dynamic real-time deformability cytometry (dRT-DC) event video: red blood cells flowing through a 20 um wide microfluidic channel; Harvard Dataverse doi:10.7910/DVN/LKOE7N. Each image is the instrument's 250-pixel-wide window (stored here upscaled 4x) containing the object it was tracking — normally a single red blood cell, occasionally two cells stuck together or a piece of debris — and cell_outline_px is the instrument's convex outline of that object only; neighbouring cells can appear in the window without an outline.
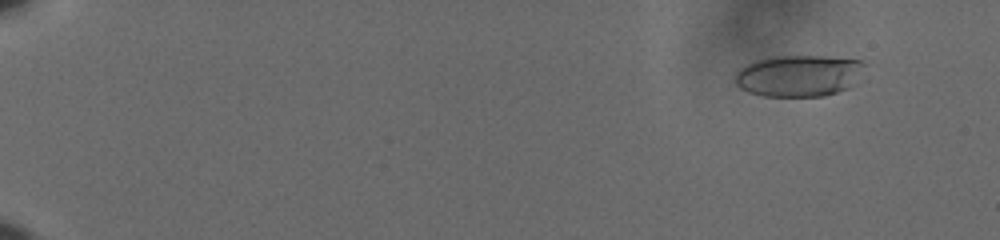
{"species": "human", "species_latin": "Homo sapiens", "temperature_condition": "cold", "stored_images_in_passage": 61, "camera_frame_rate_fps": 3000, "um_per_image_px": 0.085, "donor": {"sex": "male"}, "frame": {"image": 1, "passage_image": 7, "time_ms": 2.0, "image_size_px": [1000, 240], "cell_outline_px": [[864, 64], [848, 88], [824, 96], [764, 96], [748, 92], [740, 88], [736, 84], [736, 72], [740, 68], [756, 60], [768, 56], [824, 56], [860, 60]], "centroid_in_image_um": [67.82, 6.43], "position_along_channel_um": 17.2, "area_um2": 30.92}}
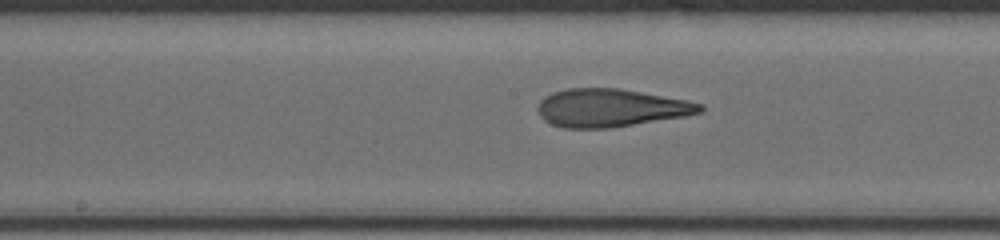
{"frame": {"image": 2, "passage_image": 36, "time_ms": 11.667, "image_size_px": [1000, 240], "cell_outline_px": [[704, 108], [700, 112], [684, 116], [612, 128], [564, 128], [552, 124], [544, 120], [540, 116], [536, 108], [540, 100], [544, 96], [552, 92], [568, 88], [620, 88], [688, 100], [704, 104]], "centroid_in_image_um": [51.89, 9.16], "position_along_channel_um": 196.3, "area_um2": 36.13}}
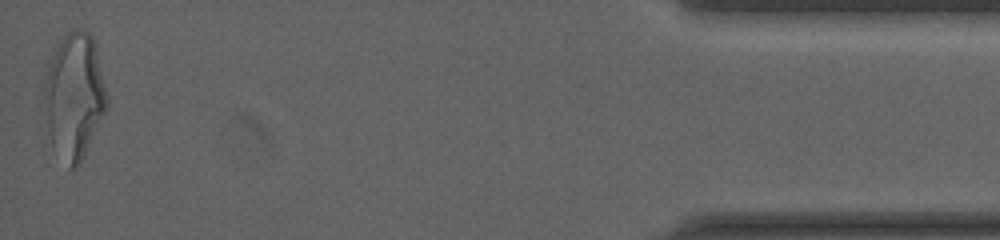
{"frame": {"image": 3, "passage_image": 61, "time_ms": 20.0, "image_size_px": [1000, 240], "cell_outline_px": [[108, 108], [80, 164], [76, 168], [68, 168], [52, 144], [40, 100], [48, 64], [60, 40], [68, 32], [76, 28], [84, 28], [92, 36], [96, 48], [108, 96]], "centroid_in_image_um": [6.3, 8.17], "position_along_channel_um": 428.9, "area_um2": 46.64}, "authors_computed_cell_mechanics": {"area_um2": 34.6222, "velocity_mm_per_s": 3.6486, "shape_relaxation_time_tau1_ms": 6.5938, "shape_relaxation_time_tau2_ms": 1.9325, "deformation_change_tau1": 0.2511, "deformation_change_tau2": 0.1168}}